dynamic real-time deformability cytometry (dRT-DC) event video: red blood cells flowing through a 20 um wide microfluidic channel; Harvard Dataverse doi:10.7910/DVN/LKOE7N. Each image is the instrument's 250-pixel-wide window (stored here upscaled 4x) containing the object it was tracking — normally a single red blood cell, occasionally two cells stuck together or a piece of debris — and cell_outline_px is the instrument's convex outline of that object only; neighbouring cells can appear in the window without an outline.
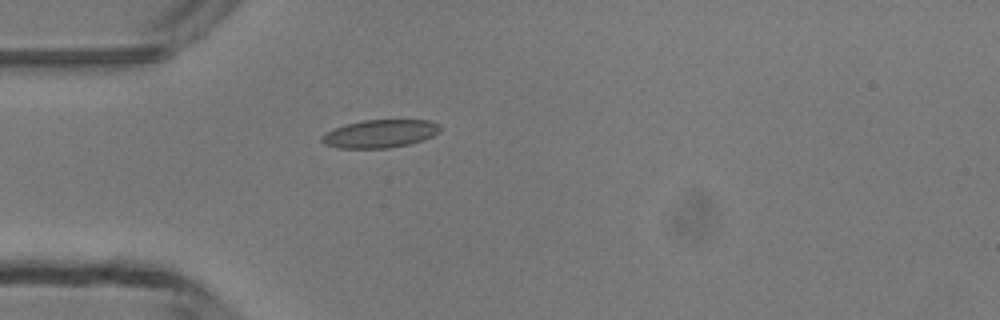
{"species": "common noctule bat (a hibernating species)", "species_latin": "Nyctalus noctula", "temperature_condition": "room temperature", "stored_images_in_passage": 1, "camera_frame_rate_fps": 3000, "um_per_image_px": 0.085, "animal": {"sex": "male", "body_mass_g": 13.3}, "frame": {"image": 1, "passage_image": 1, "time_ms": 0.0, "image_size_px": [1000, 320], "cell_outline_px": [[440, 132], [424, 140], [408, 144], [388, 148], [336, 148], [324, 144], [320, 140], [320, 136], [324, 132], [348, 124], [364, 120], [428, 120], [440, 124]], "centroid_in_image_um": [32.29, 11.37], "position_along_channel_um": 52.7, "area_um2": 19.36}}